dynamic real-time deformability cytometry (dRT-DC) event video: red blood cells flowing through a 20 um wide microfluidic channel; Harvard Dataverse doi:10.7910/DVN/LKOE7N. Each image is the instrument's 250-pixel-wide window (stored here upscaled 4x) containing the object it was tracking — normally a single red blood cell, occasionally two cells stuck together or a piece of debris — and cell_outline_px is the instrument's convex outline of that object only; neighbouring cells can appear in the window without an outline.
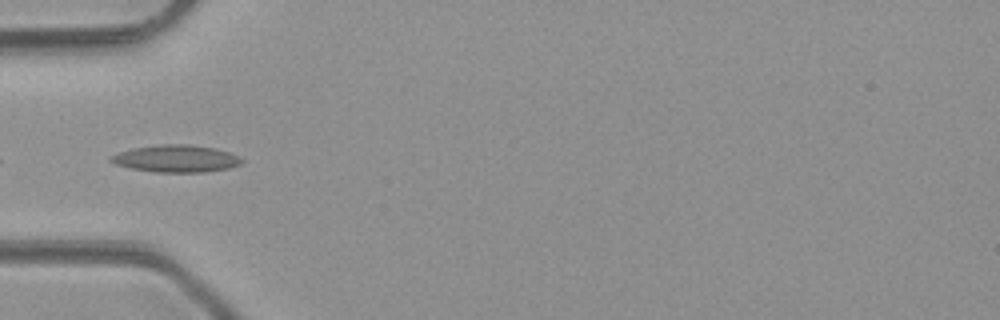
{"species": "common noctule bat (a hibernating species)", "species_latin": "Nyctalus noctula", "temperature_condition": "room temperature", "stored_images_in_passage": 4, "camera_frame_rate_fps": 3000, "um_per_image_px": 0.085, "animal": {"sex": "male", "body_mass_g": 23.1, "forearm_length_mm": 52.7}, "frame": {"image": 1, "passage_image": 4, "time_ms": 3.667, "image_size_px": [1000, 320], "cell_outline_px": [[244, 160], [240, 164], [228, 168], [204, 172], [156, 172], [132, 168], [116, 164], [108, 160], [108, 156], [132, 148], [160, 144], [192, 144], [216, 148], [228, 152]], "centroid_in_image_um": [14.94, 13.47], "position_along_channel_um": 70.1, "area_um2": 20.69}}